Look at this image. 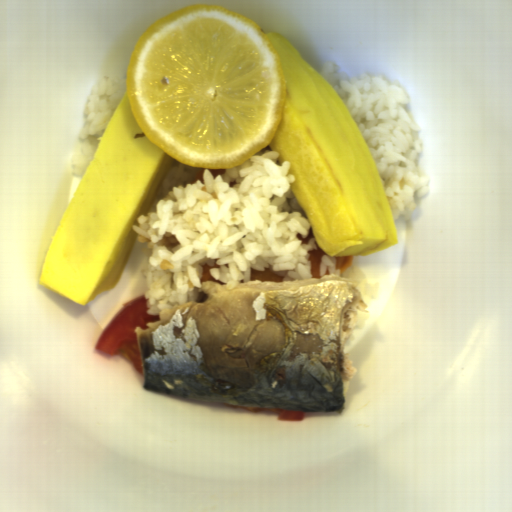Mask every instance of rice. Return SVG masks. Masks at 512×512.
Masks as SVG:
<instances>
[{
    "instance_id": "rice-1",
    "label": "rice",
    "mask_w": 512,
    "mask_h": 512,
    "mask_svg": "<svg viewBox=\"0 0 512 512\" xmlns=\"http://www.w3.org/2000/svg\"><path fill=\"white\" fill-rule=\"evenodd\" d=\"M266 145L215 178L192 180L201 167L170 159L146 211L132 226L147 252L141 296L146 313L199 303L204 265L227 290L252 282L251 271L270 269L285 282L312 279L309 249L320 247L291 183V163Z\"/></svg>"
},
{
    "instance_id": "rice-2",
    "label": "rice",
    "mask_w": 512,
    "mask_h": 512,
    "mask_svg": "<svg viewBox=\"0 0 512 512\" xmlns=\"http://www.w3.org/2000/svg\"><path fill=\"white\" fill-rule=\"evenodd\" d=\"M339 96L363 134L386 193L394 223L408 221L430 192L421 164L422 127L407 90L373 75L349 76L340 65L317 71Z\"/></svg>"
},
{
    "instance_id": "rice-3",
    "label": "rice",
    "mask_w": 512,
    "mask_h": 512,
    "mask_svg": "<svg viewBox=\"0 0 512 512\" xmlns=\"http://www.w3.org/2000/svg\"><path fill=\"white\" fill-rule=\"evenodd\" d=\"M127 92V77L109 74L91 88L84 115V128L77 135L78 149L70 165L72 176L81 179L111 117Z\"/></svg>"
},
{
    "instance_id": "rice-4",
    "label": "rice",
    "mask_w": 512,
    "mask_h": 512,
    "mask_svg": "<svg viewBox=\"0 0 512 512\" xmlns=\"http://www.w3.org/2000/svg\"><path fill=\"white\" fill-rule=\"evenodd\" d=\"M358 257L359 255H352V265L344 273H340V269L336 268L335 256L322 255L319 266L320 276L322 278L328 275H338L357 282L359 293L368 305L376 299L379 292L377 286L368 279L364 269L357 264Z\"/></svg>"
}]
</instances>
